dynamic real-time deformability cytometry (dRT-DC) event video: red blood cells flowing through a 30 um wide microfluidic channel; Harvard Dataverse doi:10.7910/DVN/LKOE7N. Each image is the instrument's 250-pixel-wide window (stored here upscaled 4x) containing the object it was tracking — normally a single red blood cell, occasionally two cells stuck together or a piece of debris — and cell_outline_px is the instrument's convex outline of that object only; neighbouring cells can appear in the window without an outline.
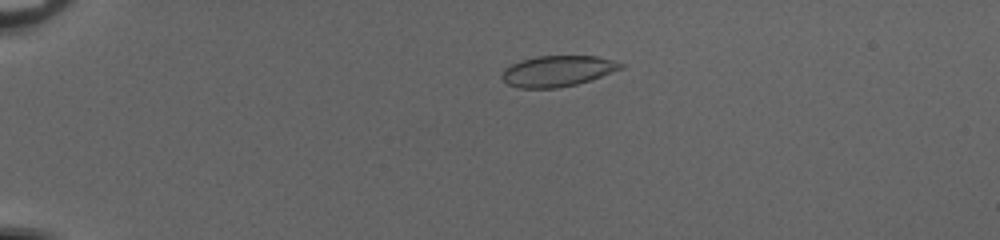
{"species": "common noctule bat (a hibernating species)", "species_latin": "Nyctalus noctula", "temperature_condition": "cold", "stored_images_in_passage": 55, "camera_frame_rate_fps": 3000, "um_per_image_px": 0.085, "animal": {"sex": "female", "body_mass_g": 20.0, "forearm_length_mm": 54.0}, "frame": {"image": 1, "passage_image": 15, "time_ms": 4.667, "image_size_px": [1000, 240], "cell_outline_px": [[624, 68], [576, 84], [556, 88], [520, 88], [508, 84], [500, 76], [504, 68], [520, 60], [536, 56], [596, 56], [612, 60], [624, 64]], "centroid_in_image_um": [47.36, 6.03], "position_along_channel_um": 37.6, "area_um2": 21.21}}
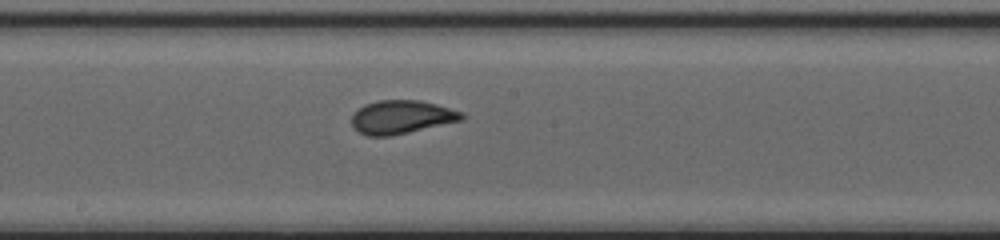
{"frame": {"image": 2, "passage_image": 33, "time_ms": 10.667, "image_size_px": [1000, 240], "cell_outline_px": [[464, 120], [408, 132], [388, 136], [368, 136], [352, 128], [352, 116], [364, 104], [380, 100], [420, 100], [436, 104], [464, 112]], "centroid_in_image_um": [34.15, 9.94], "position_along_channel_um": 214.1, "area_um2": 21.39}}
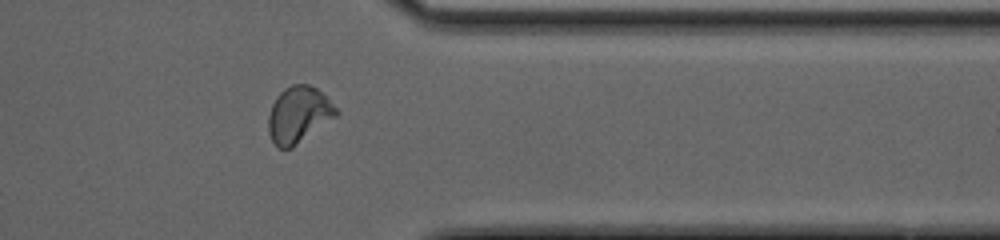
{"frame": {"image": 3, "passage_image": 46, "time_ms": 15.0, "image_size_px": [1000, 240], "cell_outline_px": [[340, 112], [336, 116], [292, 148], [280, 148], [272, 140], [268, 132], [268, 116], [272, 104], [276, 96], [284, 88], [292, 84], [308, 84], [316, 88]], "centroid_in_image_um": [25.35, 9.74], "position_along_channel_um": 386.0, "area_um2": 21.96}, "authors_computed_cell_mechanics": {"area_um2": 21.4438, "velocity_mm_per_s": 4.0703, "shape_relaxation_time_tau1_ms": 5.0318, "shape_relaxation_time_tau2_ms": null, "deformation_change_tau1": 0.1726, "deformation_change_tau2": null}}